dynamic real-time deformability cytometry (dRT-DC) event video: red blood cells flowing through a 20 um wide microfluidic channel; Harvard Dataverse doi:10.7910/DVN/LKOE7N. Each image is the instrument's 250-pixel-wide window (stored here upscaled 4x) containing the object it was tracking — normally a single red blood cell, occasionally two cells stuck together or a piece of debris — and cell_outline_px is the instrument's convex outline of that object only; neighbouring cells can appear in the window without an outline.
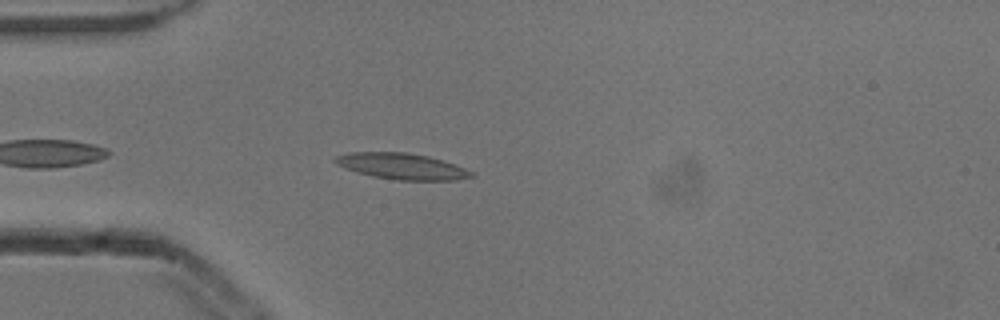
{"species": "common noctule bat (a hibernating species)", "species_latin": "Nyctalus noctula", "temperature_condition": "cold", "stored_images_in_passage": 1, "camera_frame_rate_fps": 3000, "um_per_image_px": 0.085, "animal": {"sex": "male", "body_mass_g": 13.3}, "frame": {"image": 1, "passage_image": 1, "time_ms": 0.0, "image_size_px": [1000, 320], "cell_outline_px": [[476, 176], [456, 180], [396, 180], [372, 176], [356, 172], [344, 168], [336, 164], [332, 160], [336, 156], [348, 152], [404, 152], [428, 156], [464, 168], [472, 172]], "centroid_in_image_um": [34.1, 14.13], "position_along_channel_um": 50.9, "area_um2": 20.63}}